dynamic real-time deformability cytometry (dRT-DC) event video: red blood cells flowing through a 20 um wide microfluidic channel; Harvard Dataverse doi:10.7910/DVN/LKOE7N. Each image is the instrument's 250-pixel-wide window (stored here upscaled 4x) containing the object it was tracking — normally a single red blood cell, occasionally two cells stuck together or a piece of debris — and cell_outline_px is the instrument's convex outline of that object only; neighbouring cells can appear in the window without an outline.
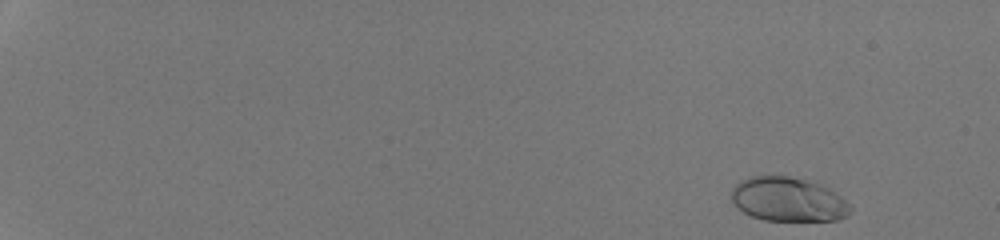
{"species": "human", "species_latin": "Homo sapiens", "temperature_condition": "room temperature", "stored_images_in_passage": 50, "camera_frame_rate_fps": 3000, "um_per_image_px": 0.085, "donor": {"sex": "male"}, "frame": {"image": 1, "passage_image": 3, "time_ms": 0.667, "image_size_px": [1000, 240], "cell_outline_px": [[852, 212], [848, 216], [836, 220], [764, 220], [752, 216], [744, 212], [732, 200], [732, 188], [740, 180], [748, 176], [788, 176], [804, 180], [828, 188], [840, 196], [852, 208]], "centroid_in_image_um": [66.99, 16.95], "position_along_channel_um": 18.0, "area_um2": 30.23}}
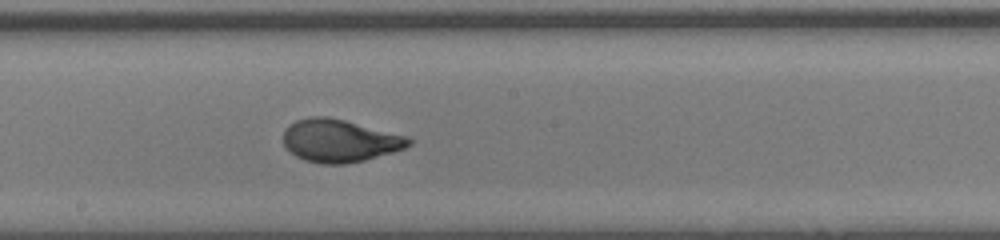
{"frame": {"image": 2, "passage_image": 31, "time_ms": 10.0, "image_size_px": [1000, 240], "cell_outline_px": [[412, 144], [404, 148], [392, 152], [364, 160], [348, 164], [320, 164], [304, 160], [296, 156], [284, 144], [284, 128], [288, 124], [296, 120], [308, 116], [328, 116], [408, 136], [412, 140]], "centroid_in_image_um": [28.85, 11.95], "position_along_channel_um": 219.3, "area_um2": 31.27}}
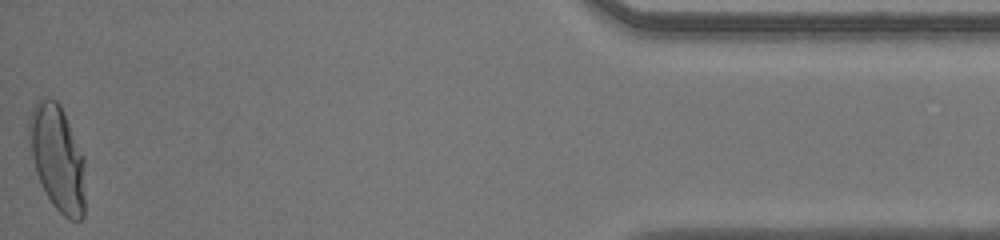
{"frame": {"image": 3, "passage_image": 50, "time_ms": 16.333, "image_size_px": [1000, 240], "cell_outline_px": [[84, 216], [80, 220], [68, 220], [52, 204], [36, 172], [32, 156], [28, 128], [28, 120], [32, 108], [36, 100], [56, 100], [60, 104], [84, 156]], "centroid_in_image_um": [4.89, 13.44], "position_along_channel_um": 430.3, "area_um2": 34.22}, "authors_computed_cell_mechanics": {"area_um2": 30.7496, "velocity_mm_per_s": 4.3171, "shape_relaxation_time_tau1_ms": 4.2597, "shape_relaxation_time_tau2_ms": null, "deformation_change_tau1": 0.2127, "deformation_change_tau2": null}}